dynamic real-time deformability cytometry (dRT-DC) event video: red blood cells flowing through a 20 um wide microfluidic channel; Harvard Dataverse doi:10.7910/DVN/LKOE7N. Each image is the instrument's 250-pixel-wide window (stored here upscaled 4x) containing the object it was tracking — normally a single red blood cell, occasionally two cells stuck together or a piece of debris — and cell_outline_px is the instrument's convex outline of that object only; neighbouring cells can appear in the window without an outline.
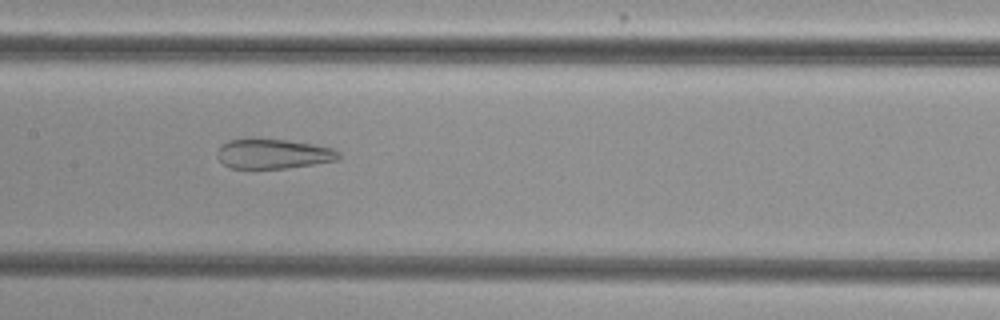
{"species": "common noctule bat (a hibernating species)", "species_latin": "Nyctalus noctula", "temperature_condition": "cold", "stored_images_in_passage": 41, "camera_frame_rate_fps": 3000, "um_per_image_px": 0.085, "animal": {"sex": "female", "body_mass_g": 29.2, "forearm_length_mm": 56.3}, "frame": {"image": 1, "passage_image": 14, "time_ms": 4.333, "image_size_px": [1000, 320], "cell_outline_px": [[340, 160], [284, 168], [228, 168], [216, 156], [216, 152], [228, 140], [284, 140], [312, 144], [332, 148], [340, 152]], "centroid_in_image_um": [23.25, 13.1], "position_along_channel_um": 184.2, "area_um2": 20.58}}
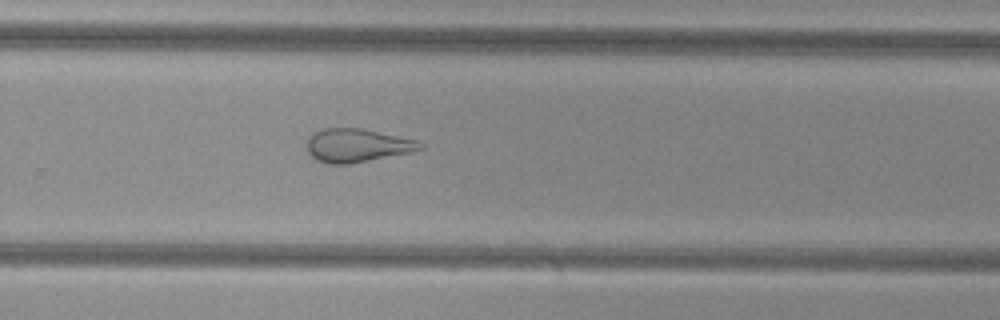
{"frame": {"image": 2, "passage_image": 23, "time_ms": 7.333, "image_size_px": [1000, 320], "cell_outline_px": [[424, 148], [412, 152], [348, 164], [328, 164], [316, 160], [308, 152], [308, 140], [316, 132], [324, 128], [360, 128], [416, 140]], "centroid_in_image_um": [30.35, 12.37], "position_along_channel_um": 299.5, "area_um2": 21.62}}
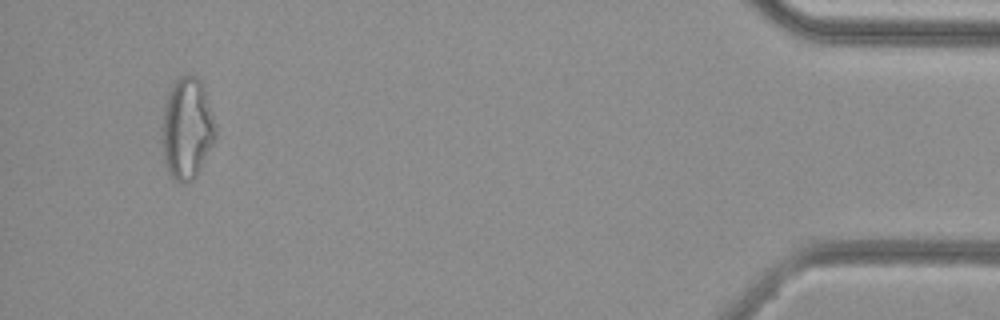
{"frame": {"image": 3, "passage_image": 38, "time_ms": 12.333, "image_size_px": [1000, 320], "cell_outline_px": [[216, 140], [196, 176], [192, 180], [184, 184], [180, 184], [168, 172], [164, 160], [160, 140], [160, 128], [164, 104], [168, 92], [176, 80], [180, 76], [188, 72], [196, 76], [204, 84], [216, 124]], "centroid_in_image_um": [15.88, 10.9], "position_along_channel_um": 419.3, "area_um2": 32.77}, "authors_computed_cell_mechanics": {"area_um2": 26.2412, "velocity_mm_per_s": 3.8553, "shape_relaxation_time_tau1_ms": null, "shape_relaxation_time_tau2_ms": 1.7028, "deformation_change_tau1": null, "deformation_change_tau2": 0.1187}}